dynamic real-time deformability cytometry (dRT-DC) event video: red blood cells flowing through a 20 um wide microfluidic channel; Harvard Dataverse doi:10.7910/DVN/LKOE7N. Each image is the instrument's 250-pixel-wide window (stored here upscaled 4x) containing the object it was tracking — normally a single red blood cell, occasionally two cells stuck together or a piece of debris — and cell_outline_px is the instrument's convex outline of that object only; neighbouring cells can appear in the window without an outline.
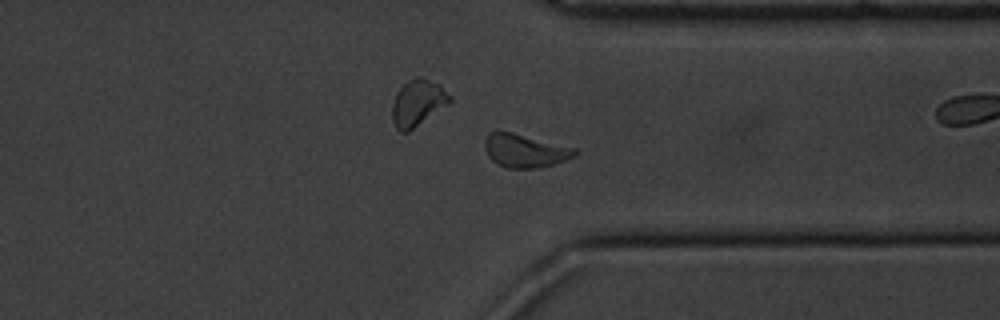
{"species": "common noctule bat (a hibernating species)", "species_latin": "Nyctalus noctula", "temperature_condition": "cold", "stored_images_in_passage": 39, "camera_frame_rate_fps": 3000, "um_per_image_px": 0.085, "animal": {"sex": "male", "body_mass_g": 20.1, "forearm_length_mm": 53.5}, "frame": {"image": 1, "passage_image": 24, "time_ms": 7.667, "image_size_px": [1000, 320], "cell_outline_px": [[580, 152], [576, 156], [568, 160], [536, 168], [504, 168], [496, 164], [488, 156], [484, 148], [484, 140], [488, 132], [496, 128], [500, 128], [576, 148]], "centroid_in_image_um": [44.58, 12.77], "position_along_channel_um": 366.8, "area_um2": 18.32}}
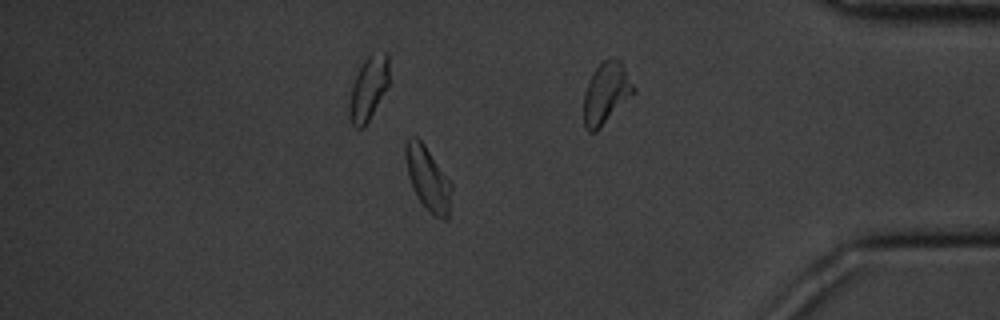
{"frame": {"image": 2, "passage_image": 30, "time_ms": 9.667, "image_size_px": [1000, 320], "cell_outline_px": [[452, 188], [448, 220], [444, 220], [432, 216], [420, 200], [412, 188], [408, 176], [404, 156], [404, 140], [408, 136], [416, 136], [424, 144], [452, 184]], "centroid_in_image_um": [36.34, 15.17], "position_along_channel_um": 398.9, "area_um2": 17.34}, "authors_computed_cell_mechanics": {"area_um2": 17.8024, "velocity_mm_per_s": 3.4226, "shape_relaxation_time_tau1_ms": 5.1494, "shape_relaxation_time_tau2_ms": 1.3266, "deformation_change_tau1": 0.0667, "deformation_change_tau2": 0.0352}}